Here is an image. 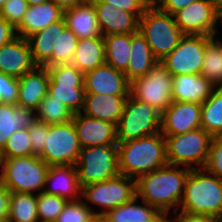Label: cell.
<instances>
[{"instance_id":"48","label":"cell","mask_w":222,"mask_h":222,"mask_svg":"<svg viewBox=\"0 0 222 222\" xmlns=\"http://www.w3.org/2000/svg\"><path fill=\"white\" fill-rule=\"evenodd\" d=\"M174 222H216V219L208 216L190 215L177 212L174 214Z\"/></svg>"},{"instance_id":"18","label":"cell","mask_w":222,"mask_h":222,"mask_svg":"<svg viewBox=\"0 0 222 222\" xmlns=\"http://www.w3.org/2000/svg\"><path fill=\"white\" fill-rule=\"evenodd\" d=\"M72 121L82 148L118 144L116 125L88 117L81 112L73 114Z\"/></svg>"},{"instance_id":"31","label":"cell","mask_w":222,"mask_h":222,"mask_svg":"<svg viewBox=\"0 0 222 222\" xmlns=\"http://www.w3.org/2000/svg\"><path fill=\"white\" fill-rule=\"evenodd\" d=\"M103 38L106 63L124 73L130 59L131 34H113Z\"/></svg>"},{"instance_id":"16","label":"cell","mask_w":222,"mask_h":222,"mask_svg":"<svg viewBox=\"0 0 222 222\" xmlns=\"http://www.w3.org/2000/svg\"><path fill=\"white\" fill-rule=\"evenodd\" d=\"M86 93L130 95V81L125 74L107 63L84 74Z\"/></svg>"},{"instance_id":"9","label":"cell","mask_w":222,"mask_h":222,"mask_svg":"<svg viewBox=\"0 0 222 222\" xmlns=\"http://www.w3.org/2000/svg\"><path fill=\"white\" fill-rule=\"evenodd\" d=\"M161 115L150 104L136 100L129 95L116 126L117 142H127L159 133L161 130Z\"/></svg>"},{"instance_id":"46","label":"cell","mask_w":222,"mask_h":222,"mask_svg":"<svg viewBox=\"0 0 222 222\" xmlns=\"http://www.w3.org/2000/svg\"><path fill=\"white\" fill-rule=\"evenodd\" d=\"M11 192L0 181V220L7 221Z\"/></svg>"},{"instance_id":"50","label":"cell","mask_w":222,"mask_h":222,"mask_svg":"<svg viewBox=\"0 0 222 222\" xmlns=\"http://www.w3.org/2000/svg\"><path fill=\"white\" fill-rule=\"evenodd\" d=\"M152 222H174V214L170 213H161L157 218Z\"/></svg>"},{"instance_id":"34","label":"cell","mask_w":222,"mask_h":222,"mask_svg":"<svg viewBox=\"0 0 222 222\" xmlns=\"http://www.w3.org/2000/svg\"><path fill=\"white\" fill-rule=\"evenodd\" d=\"M78 37L70 30L62 17L58 21V39L52 51V66L57 64H71L74 58Z\"/></svg>"},{"instance_id":"17","label":"cell","mask_w":222,"mask_h":222,"mask_svg":"<svg viewBox=\"0 0 222 222\" xmlns=\"http://www.w3.org/2000/svg\"><path fill=\"white\" fill-rule=\"evenodd\" d=\"M36 66L28 39L16 36L0 47V72L19 78Z\"/></svg>"},{"instance_id":"56","label":"cell","mask_w":222,"mask_h":222,"mask_svg":"<svg viewBox=\"0 0 222 222\" xmlns=\"http://www.w3.org/2000/svg\"><path fill=\"white\" fill-rule=\"evenodd\" d=\"M220 26L222 27V14L220 15ZM220 32H222V29Z\"/></svg>"},{"instance_id":"43","label":"cell","mask_w":222,"mask_h":222,"mask_svg":"<svg viewBox=\"0 0 222 222\" xmlns=\"http://www.w3.org/2000/svg\"><path fill=\"white\" fill-rule=\"evenodd\" d=\"M28 131L31 138L32 155L39 156L44 149V142L49 131V124L36 119L28 128Z\"/></svg>"},{"instance_id":"42","label":"cell","mask_w":222,"mask_h":222,"mask_svg":"<svg viewBox=\"0 0 222 222\" xmlns=\"http://www.w3.org/2000/svg\"><path fill=\"white\" fill-rule=\"evenodd\" d=\"M19 79L0 72V103L18 104Z\"/></svg>"},{"instance_id":"29","label":"cell","mask_w":222,"mask_h":222,"mask_svg":"<svg viewBox=\"0 0 222 222\" xmlns=\"http://www.w3.org/2000/svg\"><path fill=\"white\" fill-rule=\"evenodd\" d=\"M106 63L105 41L103 37L79 39L73 64L83 74Z\"/></svg>"},{"instance_id":"54","label":"cell","mask_w":222,"mask_h":222,"mask_svg":"<svg viewBox=\"0 0 222 222\" xmlns=\"http://www.w3.org/2000/svg\"><path fill=\"white\" fill-rule=\"evenodd\" d=\"M215 1H216V5H217L219 15H221L222 14V0H215Z\"/></svg>"},{"instance_id":"3","label":"cell","mask_w":222,"mask_h":222,"mask_svg":"<svg viewBox=\"0 0 222 222\" xmlns=\"http://www.w3.org/2000/svg\"><path fill=\"white\" fill-rule=\"evenodd\" d=\"M178 212L222 217V180L204 168L191 169Z\"/></svg>"},{"instance_id":"10","label":"cell","mask_w":222,"mask_h":222,"mask_svg":"<svg viewBox=\"0 0 222 222\" xmlns=\"http://www.w3.org/2000/svg\"><path fill=\"white\" fill-rule=\"evenodd\" d=\"M173 76L159 61L146 75L130 82V96L163 113L173 102Z\"/></svg>"},{"instance_id":"36","label":"cell","mask_w":222,"mask_h":222,"mask_svg":"<svg viewBox=\"0 0 222 222\" xmlns=\"http://www.w3.org/2000/svg\"><path fill=\"white\" fill-rule=\"evenodd\" d=\"M200 74L215 87H222L221 47L214 39L206 45Z\"/></svg>"},{"instance_id":"39","label":"cell","mask_w":222,"mask_h":222,"mask_svg":"<svg viewBox=\"0 0 222 222\" xmlns=\"http://www.w3.org/2000/svg\"><path fill=\"white\" fill-rule=\"evenodd\" d=\"M55 222H99V217L80 199L68 201Z\"/></svg>"},{"instance_id":"21","label":"cell","mask_w":222,"mask_h":222,"mask_svg":"<svg viewBox=\"0 0 222 222\" xmlns=\"http://www.w3.org/2000/svg\"><path fill=\"white\" fill-rule=\"evenodd\" d=\"M18 106L36 111L40 101L48 93L49 73L47 67L36 66L19 77Z\"/></svg>"},{"instance_id":"41","label":"cell","mask_w":222,"mask_h":222,"mask_svg":"<svg viewBox=\"0 0 222 222\" xmlns=\"http://www.w3.org/2000/svg\"><path fill=\"white\" fill-rule=\"evenodd\" d=\"M204 169L222 180V137H213Z\"/></svg>"},{"instance_id":"55","label":"cell","mask_w":222,"mask_h":222,"mask_svg":"<svg viewBox=\"0 0 222 222\" xmlns=\"http://www.w3.org/2000/svg\"><path fill=\"white\" fill-rule=\"evenodd\" d=\"M6 0H0V9L3 6V4L5 3Z\"/></svg>"},{"instance_id":"12","label":"cell","mask_w":222,"mask_h":222,"mask_svg":"<svg viewBox=\"0 0 222 222\" xmlns=\"http://www.w3.org/2000/svg\"><path fill=\"white\" fill-rule=\"evenodd\" d=\"M44 143L39 157L49 166L76 165L82 147L72 120L65 124L49 125Z\"/></svg>"},{"instance_id":"1","label":"cell","mask_w":222,"mask_h":222,"mask_svg":"<svg viewBox=\"0 0 222 222\" xmlns=\"http://www.w3.org/2000/svg\"><path fill=\"white\" fill-rule=\"evenodd\" d=\"M190 170L185 166L167 164L143 175L136 180V196L160 213L176 214Z\"/></svg>"},{"instance_id":"49","label":"cell","mask_w":222,"mask_h":222,"mask_svg":"<svg viewBox=\"0 0 222 222\" xmlns=\"http://www.w3.org/2000/svg\"><path fill=\"white\" fill-rule=\"evenodd\" d=\"M53 1L56 5L60 6L63 10L67 8H71L79 3H81L83 0H50Z\"/></svg>"},{"instance_id":"4","label":"cell","mask_w":222,"mask_h":222,"mask_svg":"<svg viewBox=\"0 0 222 222\" xmlns=\"http://www.w3.org/2000/svg\"><path fill=\"white\" fill-rule=\"evenodd\" d=\"M49 165L36 155L0 158V181L10 192L39 194Z\"/></svg>"},{"instance_id":"26","label":"cell","mask_w":222,"mask_h":222,"mask_svg":"<svg viewBox=\"0 0 222 222\" xmlns=\"http://www.w3.org/2000/svg\"><path fill=\"white\" fill-rule=\"evenodd\" d=\"M35 120V111L29 108L0 103V151L14 132L29 128Z\"/></svg>"},{"instance_id":"33","label":"cell","mask_w":222,"mask_h":222,"mask_svg":"<svg viewBox=\"0 0 222 222\" xmlns=\"http://www.w3.org/2000/svg\"><path fill=\"white\" fill-rule=\"evenodd\" d=\"M7 222H39L37 194L11 192Z\"/></svg>"},{"instance_id":"57","label":"cell","mask_w":222,"mask_h":222,"mask_svg":"<svg viewBox=\"0 0 222 222\" xmlns=\"http://www.w3.org/2000/svg\"><path fill=\"white\" fill-rule=\"evenodd\" d=\"M216 222H222V217L217 218V219H216Z\"/></svg>"},{"instance_id":"15","label":"cell","mask_w":222,"mask_h":222,"mask_svg":"<svg viewBox=\"0 0 222 222\" xmlns=\"http://www.w3.org/2000/svg\"><path fill=\"white\" fill-rule=\"evenodd\" d=\"M201 128V104L173 101L161 115L163 135H178Z\"/></svg>"},{"instance_id":"8","label":"cell","mask_w":222,"mask_h":222,"mask_svg":"<svg viewBox=\"0 0 222 222\" xmlns=\"http://www.w3.org/2000/svg\"><path fill=\"white\" fill-rule=\"evenodd\" d=\"M75 166L81 188L118 176V144L81 148Z\"/></svg>"},{"instance_id":"37","label":"cell","mask_w":222,"mask_h":222,"mask_svg":"<svg viewBox=\"0 0 222 222\" xmlns=\"http://www.w3.org/2000/svg\"><path fill=\"white\" fill-rule=\"evenodd\" d=\"M67 200L57 195L41 192L37 194V212L39 222H55L63 211Z\"/></svg>"},{"instance_id":"30","label":"cell","mask_w":222,"mask_h":222,"mask_svg":"<svg viewBox=\"0 0 222 222\" xmlns=\"http://www.w3.org/2000/svg\"><path fill=\"white\" fill-rule=\"evenodd\" d=\"M58 39V21L28 38L32 58L37 66H52V51Z\"/></svg>"},{"instance_id":"2","label":"cell","mask_w":222,"mask_h":222,"mask_svg":"<svg viewBox=\"0 0 222 222\" xmlns=\"http://www.w3.org/2000/svg\"><path fill=\"white\" fill-rule=\"evenodd\" d=\"M167 164L166 140L161 132L118 143V167L121 175L137 180Z\"/></svg>"},{"instance_id":"19","label":"cell","mask_w":222,"mask_h":222,"mask_svg":"<svg viewBox=\"0 0 222 222\" xmlns=\"http://www.w3.org/2000/svg\"><path fill=\"white\" fill-rule=\"evenodd\" d=\"M102 36L138 32L139 18L132 13L105 2H92Z\"/></svg>"},{"instance_id":"13","label":"cell","mask_w":222,"mask_h":222,"mask_svg":"<svg viewBox=\"0 0 222 222\" xmlns=\"http://www.w3.org/2000/svg\"><path fill=\"white\" fill-rule=\"evenodd\" d=\"M212 39L208 35L185 34L161 63L172 76L200 74L206 45Z\"/></svg>"},{"instance_id":"35","label":"cell","mask_w":222,"mask_h":222,"mask_svg":"<svg viewBox=\"0 0 222 222\" xmlns=\"http://www.w3.org/2000/svg\"><path fill=\"white\" fill-rule=\"evenodd\" d=\"M36 119L49 125L65 124L72 120L73 113L49 93L40 101L35 111Z\"/></svg>"},{"instance_id":"23","label":"cell","mask_w":222,"mask_h":222,"mask_svg":"<svg viewBox=\"0 0 222 222\" xmlns=\"http://www.w3.org/2000/svg\"><path fill=\"white\" fill-rule=\"evenodd\" d=\"M129 95H104L85 93L82 114L118 125Z\"/></svg>"},{"instance_id":"5","label":"cell","mask_w":222,"mask_h":222,"mask_svg":"<svg viewBox=\"0 0 222 222\" xmlns=\"http://www.w3.org/2000/svg\"><path fill=\"white\" fill-rule=\"evenodd\" d=\"M138 31L151 47L154 57L161 61L185 35L177 25L174 15L162 12L157 6H149L139 19Z\"/></svg>"},{"instance_id":"11","label":"cell","mask_w":222,"mask_h":222,"mask_svg":"<svg viewBox=\"0 0 222 222\" xmlns=\"http://www.w3.org/2000/svg\"><path fill=\"white\" fill-rule=\"evenodd\" d=\"M48 93L73 113L82 111L85 100L84 74L73 64H57L47 67Z\"/></svg>"},{"instance_id":"28","label":"cell","mask_w":222,"mask_h":222,"mask_svg":"<svg viewBox=\"0 0 222 222\" xmlns=\"http://www.w3.org/2000/svg\"><path fill=\"white\" fill-rule=\"evenodd\" d=\"M161 213L137 196L130 202L107 211L100 222H152Z\"/></svg>"},{"instance_id":"20","label":"cell","mask_w":222,"mask_h":222,"mask_svg":"<svg viewBox=\"0 0 222 222\" xmlns=\"http://www.w3.org/2000/svg\"><path fill=\"white\" fill-rule=\"evenodd\" d=\"M81 191L75 165L49 166L43 192L77 201L81 199Z\"/></svg>"},{"instance_id":"44","label":"cell","mask_w":222,"mask_h":222,"mask_svg":"<svg viewBox=\"0 0 222 222\" xmlns=\"http://www.w3.org/2000/svg\"><path fill=\"white\" fill-rule=\"evenodd\" d=\"M91 2H105L115 5L124 11L135 14L139 19L149 7L144 0H90Z\"/></svg>"},{"instance_id":"24","label":"cell","mask_w":222,"mask_h":222,"mask_svg":"<svg viewBox=\"0 0 222 222\" xmlns=\"http://www.w3.org/2000/svg\"><path fill=\"white\" fill-rule=\"evenodd\" d=\"M64 10L53 1L28 6L21 23L15 28L16 35L28 39L63 17Z\"/></svg>"},{"instance_id":"14","label":"cell","mask_w":222,"mask_h":222,"mask_svg":"<svg viewBox=\"0 0 222 222\" xmlns=\"http://www.w3.org/2000/svg\"><path fill=\"white\" fill-rule=\"evenodd\" d=\"M184 34L213 37L220 31V15L215 0H196L174 14Z\"/></svg>"},{"instance_id":"32","label":"cell","mask_w":222,"mask_h":222,"mask_svg":"<svg viewBox=\"0 0 222 222\" xmlns=\"http://www.w3.org/2000/svg\"><path fill=\"white\" fill-rule=\"evenodd\" d=\"M201 128L213 137L222 136V87L201 104Z\"/></svg>"},{"instance_id":"6","label":"cell","mask_w":222,"mask_h":222,"mask_svg":"<svg viewBox=\"0 0 222 222\" xmlns=\"http://www.w3.org/2000/svg\"><path fill=\"white\" fill-rule=\"evenodd\" d=\"M136 197V180L126 175L82 187L81 200L100 218ZM98 207L99 209H96Z\"/></svg>"},{"instance_id":"7","label":"cell","mask_w":222,"mask_h":222,"mask_svg":"<svg viewBox=\"0 0 222 222\" xmlns=\"http://www.w3.org/2000/svg\"><path fill=\"white\" fill-rule=\"evenodd\" d=\"M166 159L170 165L204 168L213 136L203 128L178 135H164Z\"/></svg>"},{"instance_id":"52","label":"cell","mask_w":222,"mask_h":222,"mask_svg":"<svg viewBox=\"0 0 222 222\" xmlns=\"http://www.w3.org/2000/svg\"><path fill=\"white\" fill-rule=\"evenodd\" d=\"M29 6L42 4L48 2L49 0H26Z\"/></svg>"},{"instance_id":"27","label":"cell","mask_w":222,"mask_h":222,"mask_svg":"<svg viewBox=\"0 0 222 222\" xmlns=\"http://www.w3.org/2000/svg\"><path fill=\"white\" fill-rule=\"evenodd\" d=\"M158 62L142 34L139 31L132 33L130 59L124 72L126 78L131 82L135 78L146 75Z\"/></svg>"},{"instance_id":"40","label":"cell","mask_w":222,"mask_h":222,"mask_svg":"<svg viewBox=\"0 0 222 222\" xmlns=\"http://www.w3.org/2000/svg\"><path fill=\"white\" fill-rule=\"evenodd\" d=\"M28 6L26 0H6L0 9V16L16 28L21 23Z\"/></svg>"},{"instance_id":"45","label":"cell","mask_w":222,"mask_h":222,"mask_svg":"<svg viewBox=\"0 0 222 222\" xmlns=\"http://www.w3.org/2000/svg\"><path fill=\"white\" fill-rule=\"evenodd\" d=\"M196 0H161L157 7L164 13L174 15Z\"/></svg>"},{"instance_id":"25","label":"cell","mask_w":222,"mask_h":222,"mask_svg":"<svg viewBox=\"0 0 222 222\" xmlns=\"http://www.w3.org/2000/svg\"><path fill=\"white\" fill-rule=\"evenodd\" d=\"M216 87L201 74H181L173 76V101L202 104Z\"/></svg>"},{"instance_id":"51","label":"cell","mask_w":222,"mask_h":222,"mask_svg":"<svg viewBox=\"0 0 222 222\" xmlns=\"http://www.w3.org/2000/svg\"><path fill=\"white\" fill-rule=\"evenodd\" d=\"M220 31L217 32L214 36L213 39L220 45L221 47V54H222V36L220 35ZM218 36V37H217Z\"/></svg>"},{"instance_id":"22","label":"cell","mask_w":222,"mask_h":222,"mask_svg":"<svg viewBox=\"0 0 222 222\" xmlns=\"http://www.w3.org/2000/svg\"><path fill=\"white\" fill-rule=\"evenodd\" d=\"M63 18L66 26L75 33L78 39L103 37L94 4L90 0H83L65 9Z\"/></svg>"},{"instance_id":"47","label":"cell","mask_w":222,"mask_h":222,"mask_svg":"<svg viewBox=\"0 0 222 222\" xmlns=\"http://www.w3.org/2000/svg\"><path fill=\"white\" fill-rule=\"evenodd\" d=\"M15 28L0 16V47L16 37Z\"/></svg>"},{"instance_id":"38","label":"cell","mask_w":222,"mask_h":222,"mask_svg":"<svg viewBox=\"0 0 222 222\" xmlns=\"http://www.w3.org/2000/svg\"><path fill=\"white\" fill-rule=\"evenodd\" d=\"M29 155H32V146L28 128L14 132L0 151V158H13Z\"/></svg>"},{"instance_id":"53","label":"cell","mask_w":222,"mask_h":222,"mask_svg":"<svg viewBox=\"0 0 222 222\" xmlns=\"http://www.w3.org/2000/svg\"><path fill=\"white\" fill-rule=\"evenodd\" d=\"M148 6H157V4L161 1V0H144Z\"/></svg>"}]
</instances>
